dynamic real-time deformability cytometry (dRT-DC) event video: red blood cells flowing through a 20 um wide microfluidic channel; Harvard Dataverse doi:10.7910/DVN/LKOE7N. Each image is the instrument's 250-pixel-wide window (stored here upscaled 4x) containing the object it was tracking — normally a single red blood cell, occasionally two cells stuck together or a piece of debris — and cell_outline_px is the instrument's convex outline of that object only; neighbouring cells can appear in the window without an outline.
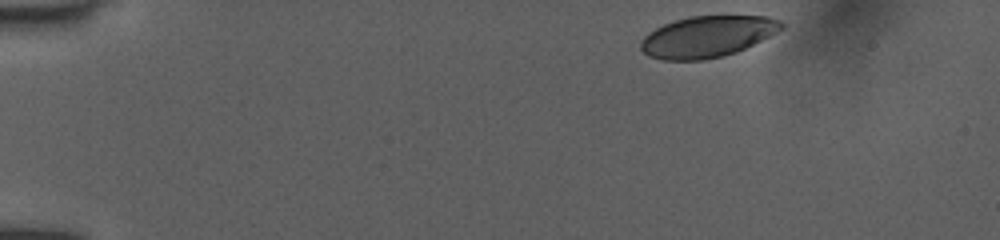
{"species": "human", "species_latin": "Homo sapiens", "temperature_condition": "room temperature", "stored_images_in_passage": 41, "camera_frame_rate_fps": 3000, "um_per_image_px": 0.085, "donor": {"sex": "female"}, "frame": {"image": 1, "passage_image": 1, "time_ms": 0.0, "image_size_px": [1000, 240], "cell_outline_px": [[784, 28], [736, 52], [724, 56], [704, 60], [664, 60], [648, 56], [640, 48], [640, 40], [648, 32], [664, 24], [676, 20], [692, 16], [768, 16], [780, 20], [784, 24]], "centroid_in_image_um": [60.1, 3.11], "position_along_channel_um": 24.9, "area_um2": 33.7}}
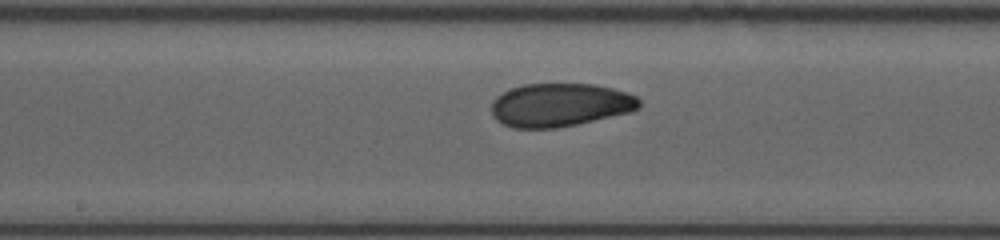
{"frame": {"image": 2, "passage_image": 22, "time_ms": 7.0, "image_size_px": [1000, 240], "cell_outline_px": [[640, 108], [632, 112], [576, 124], [556, 128], [512, 128], [496, 120], [492, 116], [492, 100], [496, 96], [512, 88], [524, 84], [592, 84], [612, 88], [628, 92], [636, 96], [640, 100]], "centroid_in_image_um": [47.61, 8.92], "position_along_channel_um": 200.6, "area_um2": 37.45}}
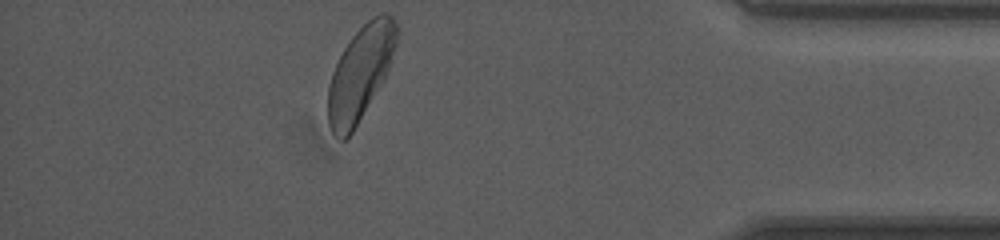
{"frame": {"image": 3, "passage_image": 40, "time_ms": 13.0, "image_size_px": [1000, 240], "cell_outline_px": [[400, 32], [388, 68], [380, 84], [348, 140], [340, 140], [332, 132], [328, 124], [328, 84], [332, 72], [344, 48], [352, 36], [372, 16], [384, 12], [388, 12], [392, 16], [400, 28]], "centroid_in_image_um": [30.63, 6.19], "position_along_channel_um": 404.6, "area_um2": 37.4}, "authors_computed_cell_mechanics": {"area_um2": 37.4544, "velocity_mm_per_s": 3.9728, "shape_relaxation_time_tau1_ms": 4.7182, "shape_relaxation_time_tau2_ms": 1.7917, "deformation_change_tau1": 0.1387, "deformation_change_tau2": 0.0617}}